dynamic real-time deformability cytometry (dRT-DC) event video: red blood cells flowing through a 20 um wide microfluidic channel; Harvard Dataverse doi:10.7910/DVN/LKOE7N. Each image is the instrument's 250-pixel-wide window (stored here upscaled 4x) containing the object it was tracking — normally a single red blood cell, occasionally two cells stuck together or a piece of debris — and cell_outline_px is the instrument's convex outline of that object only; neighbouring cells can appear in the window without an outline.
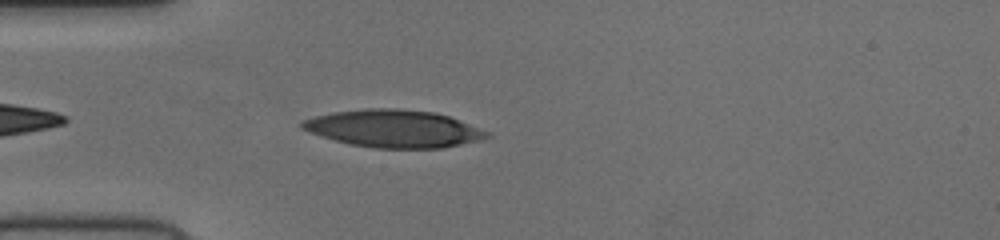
{"species": "human", "species_latin": "Homo sapiens", "temperature_condition": "cold", "stored_images_in_passage": 33, "camera_frame_rate_fps": 3000, "um_per_image_px": 0.085, "donor": {"sex": "female"}, "frame": {"image": 1, "passage_image": 3, "time_ms": 0.667, "image_size_px": [1000, 240], "cell_outline_px": [[492, 136], [444, 148], [372, 148], [348, 144], [320, 136], [308, 132], [300, 128], [300, 124], [304, 120], [316, 116], [332, 112], [364, 108], [396, 108], [436, 112], [448, 116], [488, 132]], "centroid_in_image_um": [33.4, 10.93], "position_along_channel_um": 51.6, "area_um2": 40.29}}
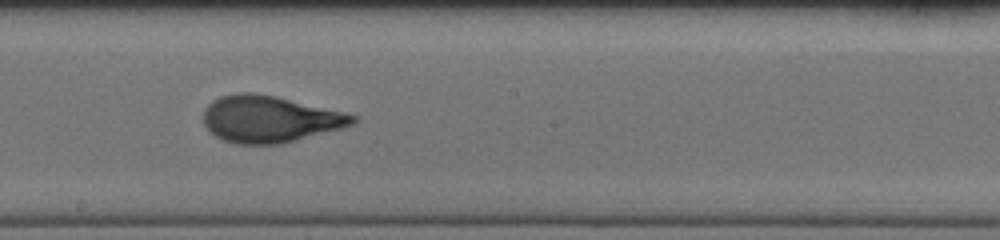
{"frame": {"image": 2, "passage_image": 17, "time_ms": 5.333, "image_size_px": [1000, 240], "cell_outline_px": [[360, 116], [352, 124], [340, 128], [280, 144], [236, 144], [224, 140], [216, 136], [204, 124], [204, 108], [212, 100], [220, 96], [236, 92], [252, 92], [276, 96]], "centroid_in_image_um": [22.89, 10.1], "position_along_channel_um": 225.3, "area_um2": 40.34}}
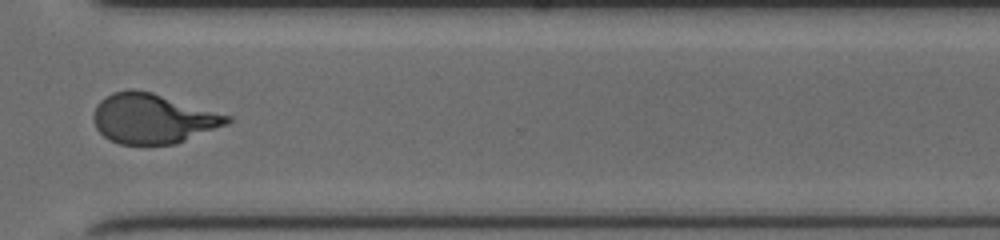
{"frame": {"image": 3, "passage_image": 27, "time_ms": 8.667, "image_size_px": [1000, 240], "cell_outline_px": [[232, 120], [228, 124], [176, 144], [120, 144], [108, 140], [96, 128], [92, 120], [92, 116], [96, 104], [104, 96], [112, 92], [128, 88], [132, 88], [152, 92], [232, 116]], "centroid_in_image_um": [12.96, 10.06], "position_along_channel_um": 357.6, "area_um2": 39.19}}